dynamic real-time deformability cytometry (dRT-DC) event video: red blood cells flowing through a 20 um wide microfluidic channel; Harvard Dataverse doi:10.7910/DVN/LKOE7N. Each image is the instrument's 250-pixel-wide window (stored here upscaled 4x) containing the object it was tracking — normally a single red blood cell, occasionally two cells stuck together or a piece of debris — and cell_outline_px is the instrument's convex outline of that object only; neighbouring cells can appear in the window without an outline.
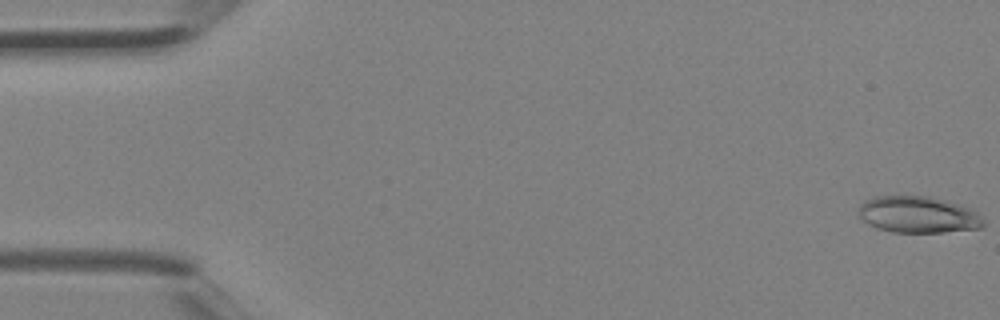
{"species": "Egyptian fruit bat (a non-hibernating species)", "species_latin": "Rousettus aegyptiacus", "temperature_condition": "room temperature", "stored_images_in_passage": 5, "camera_frame_rate_fps": 3000, "um_per_image_px": 0.085, "animal": {"sex": "female"}, "frame": {"image": 1, "passage_image": 5, "time_ms": 1.333, "image_size_px": [1000, 320], "cell_outline_px": [[984, 228], [944, 232], [892, 232], [876, 228], [868, 224], [860, 216], [860, 204], [864, 200], [876, 196], [928, 196], [960, 204], [972, 208], [984, 220]], "centroid_in_image_um": [78.07, 18.25], "position_along_channel_um": 6.9, "area_um2": 26.7}}